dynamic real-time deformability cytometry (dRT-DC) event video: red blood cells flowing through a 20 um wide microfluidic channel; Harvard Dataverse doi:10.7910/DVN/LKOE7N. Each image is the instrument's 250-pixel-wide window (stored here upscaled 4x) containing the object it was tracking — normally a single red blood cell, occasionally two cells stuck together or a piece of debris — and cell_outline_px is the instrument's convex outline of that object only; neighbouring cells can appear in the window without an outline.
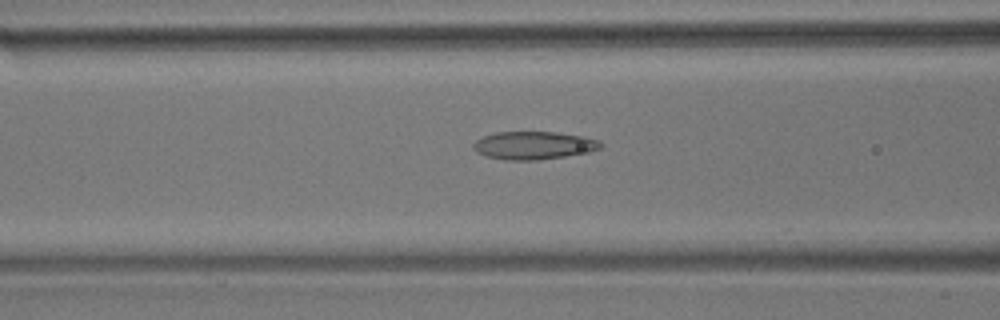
{"species": "common noctule bat (a hibernating species)", "species_latin": "Nyctalus noctula", "temperature_condition": "room temperature", "stored_images_in_passage": 42, "camera_frame_rate_fps": 3000, "um_per_image_px": 0.085, "animal": {"sex": "male", "body_mass_g": 17.9}, "frame": {"image": 1, "passage_image": 8, "time_ms": 2.333, "image_size_px": [1000, 320], "cell_outline_px": [[604, 144], [600, 148], [588, 152], [540, 160], [504, 160], [484, 156], [476, 152], [472, 148], [472, 144], [476, 140], [484, 136], [496, 132], [556, 132], [584, 136], [600, 140]], "centroid_in_image_um": [45.35, 12.36], "position_along_channel_um": 121.2, "area_um2": 20.92}}
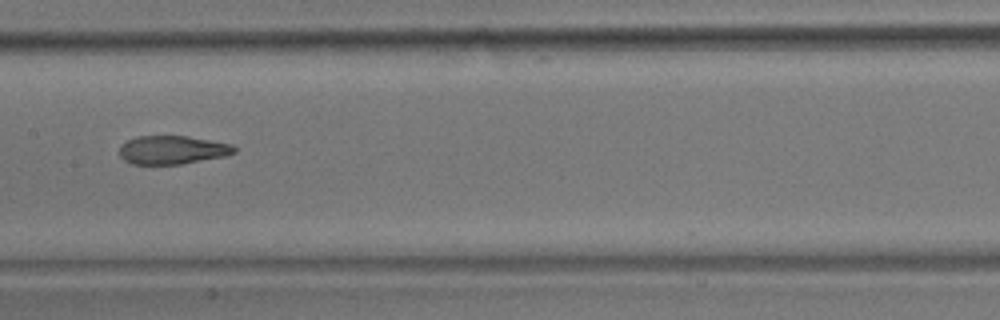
{"frame": {"image": 2, "passage_image": 14, "time_ms": 4.333, "image_size_px": [1000, 320], "cell_outline_px": [[236, 152], [224, 156], [180, 164], [132, 164], [124, 160], [120, 156], [120, 144], [136, 136], [188, 136], [232, 144], [236, 148]], "centroid_in_image_um": [14.63, 12.74], "position_along_channel_um": 192.8, "area_um2": 19.02}}
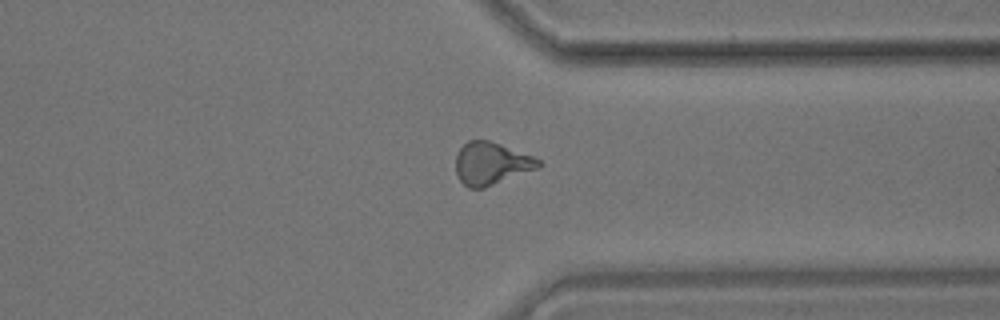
{"frame": {"image": 3, "passage_image": 29, "time_ms": 9.333, "image_size_px": [1000, 320], "cell_outline_px": [[544, 164], [540, 168], [484, 188], [468, 188], [460, 180], [456, 172], [456, 156], [460, 148], [468, 140], [488, 140], [500, 144], [532, 156], [540, 160]], "centroid_in_image_um": [41.78, 13.91], "position_along_channel_um": 369.6, "area_um2": 20.52}, "authors_computed_cell_mechanics": {"area_um2": 20.1144, "velocity_mm_per_s": 3.5691, "shape_relaxation_time_tau1_ms": null, "shape_relaxation_time_tau2_ms": 2.3442, "deformation_change_tau1": null, "deformation_change_tau2": 0.1034}}